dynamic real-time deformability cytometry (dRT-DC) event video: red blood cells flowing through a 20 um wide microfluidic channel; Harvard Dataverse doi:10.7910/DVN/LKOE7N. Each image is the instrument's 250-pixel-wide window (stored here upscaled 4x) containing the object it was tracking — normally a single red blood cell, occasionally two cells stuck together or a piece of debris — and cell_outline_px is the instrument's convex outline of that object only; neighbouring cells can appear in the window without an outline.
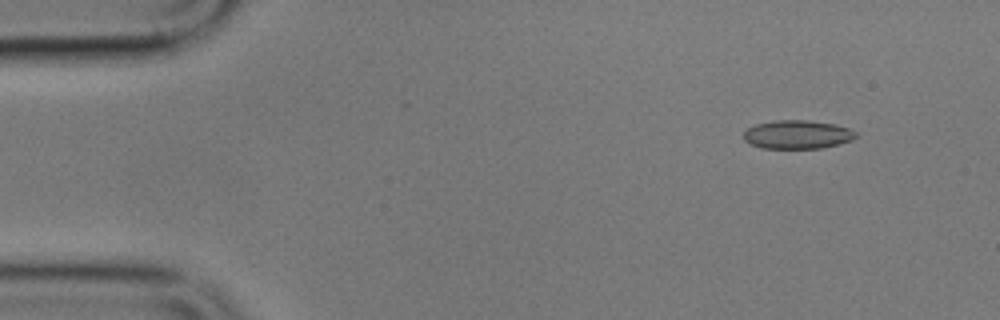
{"species": "common noctule bat (a hibernating species)", "species_latin": "Nyctalus noctula", "temperature_condition": "cold", "stored_images_in_passage": 2, "camera_frame_rate_fps": 3000, "um_per_image_px": 0.085, "animal": {"sex": "male", "body_mass_g": 17.9}, "frame": {"image": 1, "passage_image": 2, "time_ms": 2.0, "image_size_px": [1000, 320], "cell_outline_px": [[860, 136], [852, 140], [820, 148], [760, 148], [744, 140], [744, 132], [748, 128], [756, 124], [776, 120], [808, 120], [836, 124], [848, 128], [856, 132]], "centroid_in_image_um": [67.8, 11.43], "position_along_channel_um": 17.2, "area_um2": 18.67}}